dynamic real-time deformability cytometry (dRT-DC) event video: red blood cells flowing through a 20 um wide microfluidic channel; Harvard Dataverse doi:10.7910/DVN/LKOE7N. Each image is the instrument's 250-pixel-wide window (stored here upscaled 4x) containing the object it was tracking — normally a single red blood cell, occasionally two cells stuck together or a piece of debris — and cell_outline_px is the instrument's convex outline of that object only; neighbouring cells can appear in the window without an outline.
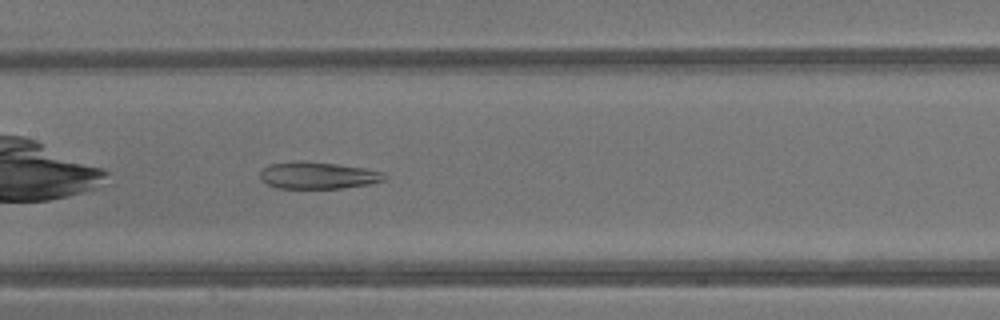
{"species": "common noctule bat (a hibernating species)", "species_latin": "Nyctalus noctula", "temperature_condition": "warm", "stored_images_in_passage": 27, "camera_frame_rate_fps": 3000, "um_per_image_px": 0.085, "animal": {"sex": "male", "body_mass_g": 13.3}, "frame": {"image": 1, "passage_image": 9, "time_ms": 2.667, "image_size_px": [1000, 320], "cell_outline_px": [[384, 180], [368, 184], [340, 188], [276, 188], [268, 184], [260, 176], [260, 172], [268, 164], [296, 160], [300, 160], [336, 164], [364, 168], [384, 172]], "centroid_in_image_um": [26.99, 14.89], "position_along_channel_um": 180.4, "area_um2": 19.36}}
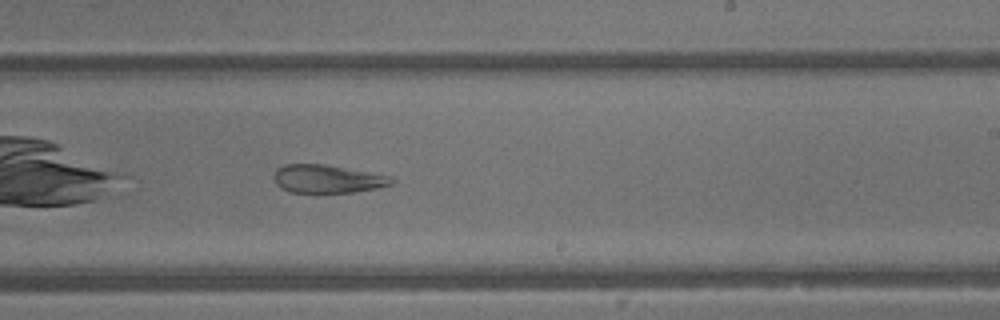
{"frame": {"image": 2, "passage_image": 14, "time_ms": 4.333, "image_size_px": [1000, 320], "cell_outline_px": [[396, 180], [392, 184], [376, 188], [352, 192], [292, 192], [280, 188], [276, 184], [276, 168], [284, 164], [324, 164], [392, 176]], "centroid_in_image_um": [27.86, 15.2], "position_along_channel_um": 261.1, "area_um2": 19.13}}
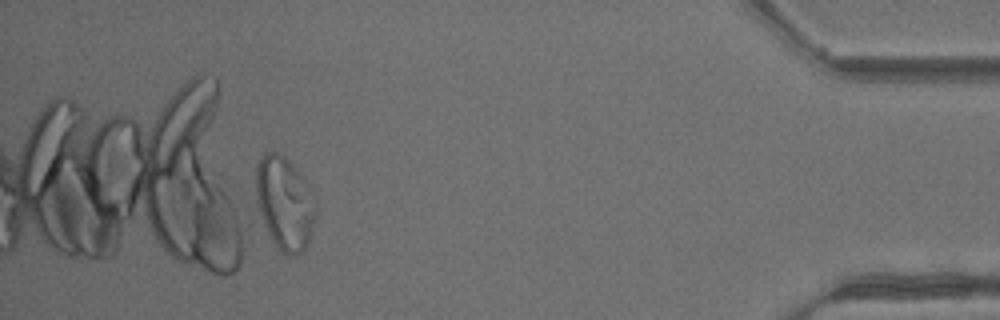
{"frame": {"image": 3, "passage_image": 27, "time_ms": 8.667, "image_size_px": [1000, 320], "cell_outline_px": [[316, 212], [308, 240], [304, 248], [300, 252], [292, 256], [288, 256], [280, 252], [272, 240], [264, 224], [256, 204], [256, 168], [260, 156], [264, 152], [276, 152], [284, 156], [292, 164], [316, 204]], "centroid_in_image_um": [24.13, 17.28], "position_along_channel_um": 411.1, "area_um2": 31.73}, "authors_computed_cell_mechanics": {"area_um2": 22.3686, "velocity_mm_per_s": 4.8674, "shape_relaxation_time_tau1_ms": null, "shape_relaxation_time_tau2_ms": 2.0801, "deformation_change_tau1": null, "deformation_change_tau2": 0.1122}}